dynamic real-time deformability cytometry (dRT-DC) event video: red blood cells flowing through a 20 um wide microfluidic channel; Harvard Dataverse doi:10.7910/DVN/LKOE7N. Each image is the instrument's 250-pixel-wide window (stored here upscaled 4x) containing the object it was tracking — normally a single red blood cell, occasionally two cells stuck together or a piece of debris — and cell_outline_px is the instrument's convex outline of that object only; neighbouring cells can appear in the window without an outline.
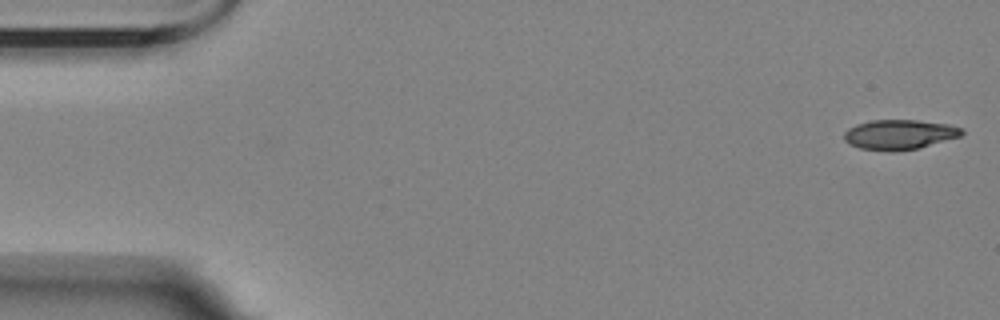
{"species": "Egyptian fruit bat (a non-hibernating species)", "species_latin": "Rousettus aegyptiacus", "temperature_condition": "room temperature", "stored_images_in_passage": 6, "camera_frame_rate_fps": 3000, "um_per_image_px": 0.085, "animal": {"sex": "female"}, "frame": {"image": 1, "passage_image": 1, "time_ms": 0.0, "image_size_px": [1000, 320], "cell_outline_px": [[964, 132], [960, 136], [916, 148], [896, 152], [888, 152], [860, 148], [848, 144], [844, 140], [844, 132], [848, 128], [856, 124], [872, 120], [916, 120], [948, 124], [960, 128]], "centroid_in_image_um": [76.38, 11.44], "position_along_channel_um": 8.6, "area_um2": 20.4}}
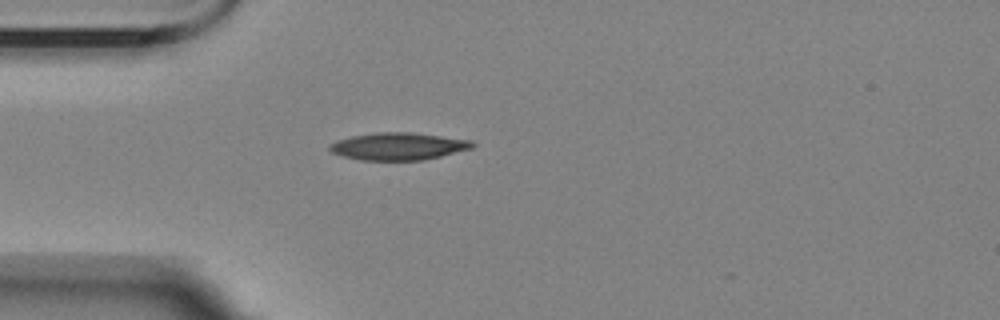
{"frame": {"image": 2, "passage_image": 5, "time_ms": 4.667, "image_size_px": [1000, 320], "cell_outline_px": [[476, 144], [472, 148], [424, 160], [360, 160], [344, 156], [332, 152], [328, 148], [328, 144], [336, 140], [352, 136], [376, 132], [412, 132], [472, 140]], "centroid_in_image_um": [33.85, 12.43], "position_along_channel_um": 51.2, "area_um2": 22.77}}